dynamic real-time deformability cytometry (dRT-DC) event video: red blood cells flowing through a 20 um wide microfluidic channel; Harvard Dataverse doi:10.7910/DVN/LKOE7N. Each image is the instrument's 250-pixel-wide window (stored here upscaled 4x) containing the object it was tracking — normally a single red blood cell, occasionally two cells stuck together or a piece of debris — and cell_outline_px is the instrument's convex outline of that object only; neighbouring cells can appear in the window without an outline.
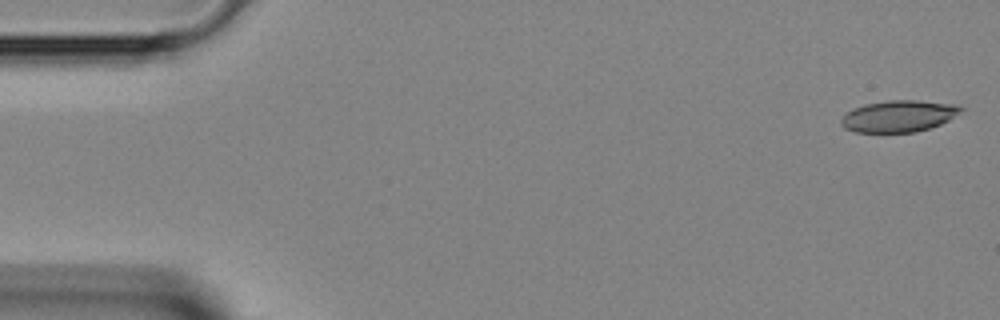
{"species": "Egyptian fruit bat (a non-hibernating species)", "species_latin": "Rousettus aegyptiacus", "temperature_condition": "room temperature", "stored_images_in_passage": 12, "camera_frame_rate_fps": 3000, "um_per_image_px": 0.085, "animal": {"sex": "female"}, "frame": {"image": 1, "passage_image": 1, "time_ms": 0.0, "image_size_px": [1000, 320], "cell_outline_px": [[964, 108], [948, 120], [940, 124], [916, 132], [856, 132], [844, 128], [840, 124], [840, 120], [852, 108], [864, 104], [888, 100], [916, 100], [956, 104]], "centroid_in_image_um": [76.36, 9.86], "position_along_channel_um": 8.6, "area_um2": 21.96}}
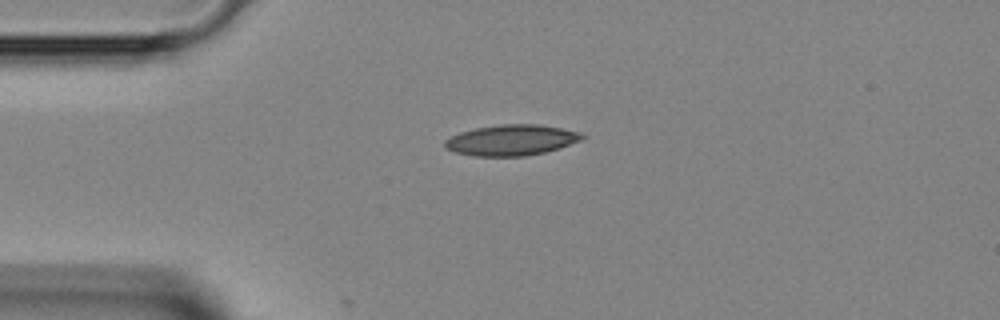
{"frame": {"image": 2, "passage_image": 10, "time_ms": 3.0, "image_size_px": [1000, 320], "cell_outline_px": [[588, 136], [584, 140], [560, 148], [544, 152], [524, 156], [472, 156], [456, 152], [444, 148], [444, 140], [460, 132], [476, 128], [500, 124], [540, 124], [580, 132]], "centroid_in_image_um": [43.51, 11.91], "position_along_channel_um": 41.5, "area_um2": 24.8}}